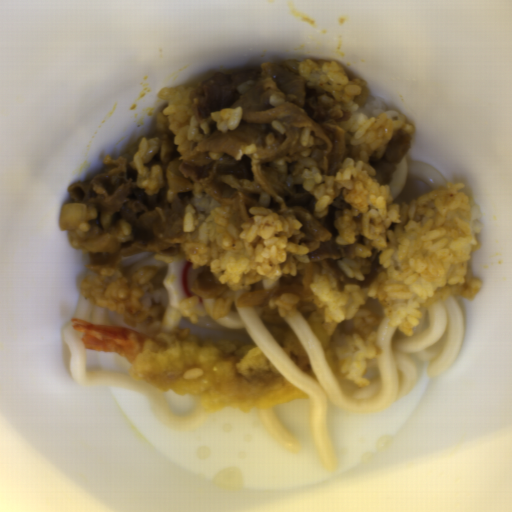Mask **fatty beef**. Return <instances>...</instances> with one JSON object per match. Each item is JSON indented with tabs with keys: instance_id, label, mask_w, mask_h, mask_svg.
Returning <instances> with one entry per match:
<instances>
[{
	"instance_id": "1",
	"label": "fatty beef",
	"mask_w": 512,
	"mask_h": 512,
	"mask_svg": "<svg viewBox=\"0 0 512 512\" xmlns=\"http://www.w3.org/2000/svg\"><path fill=\"white\" fill-rule=\"evenodd\" d=\"M300 62L264 61L258 69L203 79L189 93V102L194 118L209 131L181 158L175 134L158 130V151L146 163L160 164L165 173L158 192L138 186L133 163L123 154L107 156L101 169L69 186L70 203H85L87 214L77 228L67 229L68 241L86 253L90 274L100 275L138 253H151L163 262L185 258L184 213L198 184L218 203L233 206L243 223H251L252 207L295 216L302 226L290 242L308 248L312 278L329 271L340 290L349 284L371 285L383 266H371L364 280L339 267L352 256L353 247L336 243L334 222L352 207L338 196L325 216H315V197L304 187L305 170L315 168L326 178L338 173L348 156L343 122L350 115L331 92L309 87L308 79L300 76ZM287 103L302 112L299 119L240 122L237 129L221 133L210 117L223 107L242 106L245 115Z\"/></svg>"
},
{
	"instance_id": "2",
	"label": "fatty beef",
	"mask_w": 512,
	"mask_h": 512,
	"mask_svg": "<svg viewBox=\"0 0 512 512\" xmlns=\"http://www.w3.org/2000/svg\"><path fill=\"white\" fill-rule=\"evenodd\" d=\"M410 148V133L398 129L386 145L382 157L371 155L369 163L376 172L374 178L380 186L389 185L396 169Z\"/></svg>"
},
{
	"instance_id": "3",
	"label": "fatty beef",
	"mask_w": 512,
	"mask_h": 512,
	"mask_svg": "<svg viewBox=\"0 0 512 512\" xmlns=\"http://www.w3.org/2000/svg\"><path fill=\"white\" fill-rule=\"evenodd\" d=\"M188 288L191 293L218 301L219 298L232 299L228 286L218 282L211 268H191L187 275Z\"/></svg>"
},
{
	"instance_id": "4",
	"label": "fatty beef",
	"mask_w": 512,
	"mask_h": 512,
	"mask_svg": "<svg viewBox=\"0 0 512 512\" xmlns=\"http://www.w3.org/2000/svg\"><path fill=\"white\" fill-rule=\"evenodd\" d=\"M305 271L298 272L296 275H285L279 279L278 284L268 293L266 301L280 299L284 294H291L296 297L307 298L312 294L310 286L308 293H303V278Z\"/></svg>"
}]
</instances>
